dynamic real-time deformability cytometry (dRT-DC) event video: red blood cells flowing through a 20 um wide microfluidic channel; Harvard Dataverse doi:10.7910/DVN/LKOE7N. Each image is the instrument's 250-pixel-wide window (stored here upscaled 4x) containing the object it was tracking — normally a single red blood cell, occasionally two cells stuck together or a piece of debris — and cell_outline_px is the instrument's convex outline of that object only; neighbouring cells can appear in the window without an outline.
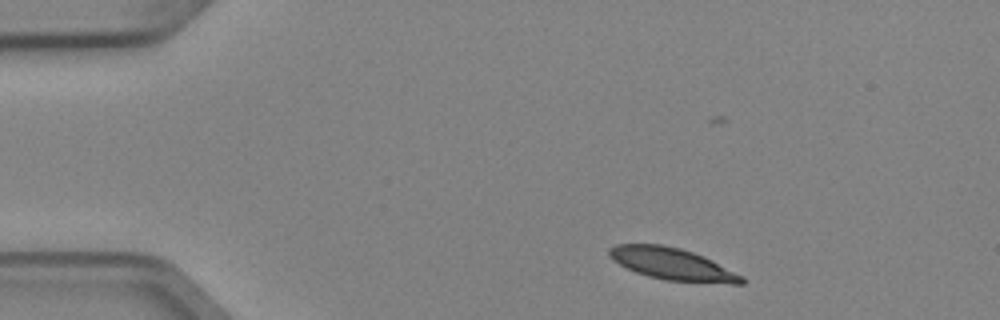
{"species": "Egyptian fruit bat (a non-hibernating species)", "species_latin": "Rousettus aegyptiacus", "temperature_condition": "cold", "stored_images_in_passage": 3, "camera_frame_rate_fps": 3000, "um_per_image_px": 0.085, "animal": {"sex": "female"}, "frame": {"image": 1, "passage_image": 1, "time_ms": 0.0, "image_size_px": [1000, 320], "cell_outline_px": [[744, 284], [732, 284], [664, 280], [648, 276], [636, 272], [612, 260], [608, 256], [608, 248], [616, 244], [660, 244], [680, 248], [704, 256], [744, 276]], "centroid_in_image_um": [57.15, 22.44], "position_along_channel_um": 27.9, "area_um2": 24.74}}